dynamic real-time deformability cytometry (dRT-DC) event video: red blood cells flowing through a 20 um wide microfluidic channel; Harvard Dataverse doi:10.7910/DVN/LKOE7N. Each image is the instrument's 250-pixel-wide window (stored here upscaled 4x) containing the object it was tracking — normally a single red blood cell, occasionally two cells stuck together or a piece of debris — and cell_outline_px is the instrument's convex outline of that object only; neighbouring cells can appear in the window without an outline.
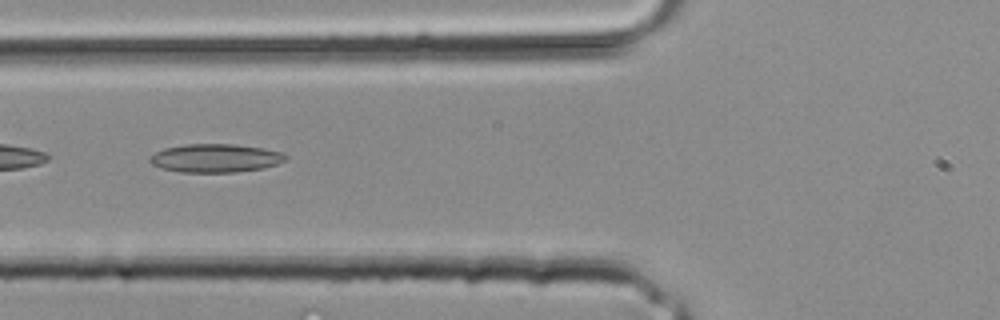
{"species": "common noctule bat (a hibernating species)", "species_latin": "Nyctalus noctula", "temperature_condition": "room temperature", "stored_images_in_passage": 34, "camera_frame_rate_fps": 3000, "um_per_image_px": 0.085, "animal": {"sex": "male", "body_mass_g": 20.4}, "frame": {"image": 1, "passage_image": 13, "time_ms": 4.0, "image_size_px": [1000, 320], "cell_outline_px": [[288, 160], [264, 168], [236, 172], [180, 172], [160, 168], [152, 164], [148, 160], [148, 156], [164, 148], [184, 144], [232, 144], [264, 148], [284, 152], [288, 156]], "centroid_in_image_um": [18.32, 13.44], "position_along_channel_um": 107.5, "area_um2": 22.77}}
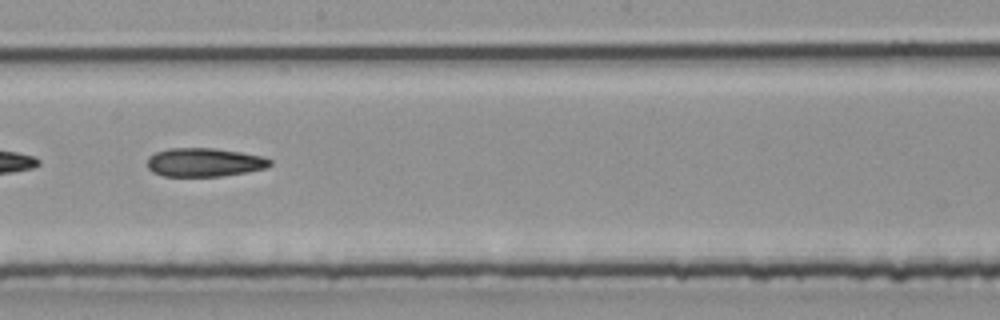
{"frame": {"image": 2, "passage_image": 19, "time_ms": 6.0, "image_size_px": [1000, 320], "cell_outline_px": [[272, 164], [268, 168], [248, 172], [220, 176], [164, 176], [152, 172], [148, 168], [148, 156], [156, 152], [168, 148], [212, 148], [240, 152], [260, 156], [272, 160]], "centroid_in_image_um": [17.37, 13.8], "position_along_channel_um": 230.8, "area_um2": 20.52}}
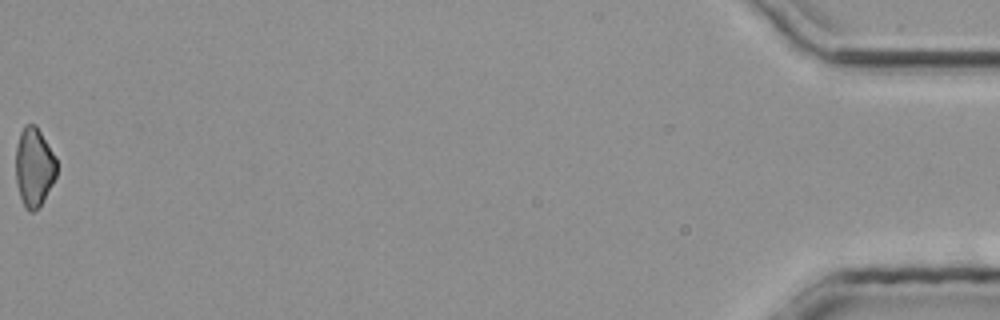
{"frame": {"image": 3, "passage_image": 34, "time_ms": 11.0, "image_size_px": [1000, 320], "cell_outline_px": [[56, 176], [44, 200], [32, 212], [28, 212], [24, 208], [20, 196], [16, 180], [16, 144], [20, 132], [24, 124], [36, 124], [56, 156]], "centroid_in_image_um": [2.89, 14.17], "position_along_channel_um": 432.3, "area_um2": 18.96}}